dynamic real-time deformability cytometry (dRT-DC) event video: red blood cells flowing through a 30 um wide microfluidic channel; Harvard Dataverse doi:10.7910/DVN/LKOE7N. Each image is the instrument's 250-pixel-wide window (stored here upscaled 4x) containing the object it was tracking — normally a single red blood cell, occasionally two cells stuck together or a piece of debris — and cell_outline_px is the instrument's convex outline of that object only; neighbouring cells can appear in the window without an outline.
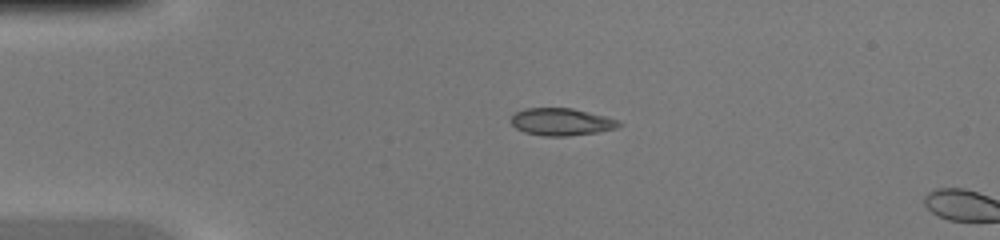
{"species": "common noctule bat (a hibernating species)", "species_latin": "Nyctalus noctula", "temperature_condition": "warm", "stored_images_in_passage": 3, "camera_frame_rate_fps": 3000, "um_per_image_px": 0.085, "animal": {"sex": "female", "body_mass_g": 20.0, "forearm_length_mm": 54.0}, "frame": {"image": 1, "passage_image": 1, "time_ms": 0.0, "image_size_px": [1000, 240], "cell_outline_px": [[624, 124], [616, 128], [596, 132], [568, 136], [544, 136], [524, 132], [516, 128], [512, 124], [512, 116], [516, 112], [524, 108], [572, 108], [620, 120]], "centroid_in_image_um": [47.73, 10.36], "position_along_channel_um": 37.3, "area_um2": 17.11}}